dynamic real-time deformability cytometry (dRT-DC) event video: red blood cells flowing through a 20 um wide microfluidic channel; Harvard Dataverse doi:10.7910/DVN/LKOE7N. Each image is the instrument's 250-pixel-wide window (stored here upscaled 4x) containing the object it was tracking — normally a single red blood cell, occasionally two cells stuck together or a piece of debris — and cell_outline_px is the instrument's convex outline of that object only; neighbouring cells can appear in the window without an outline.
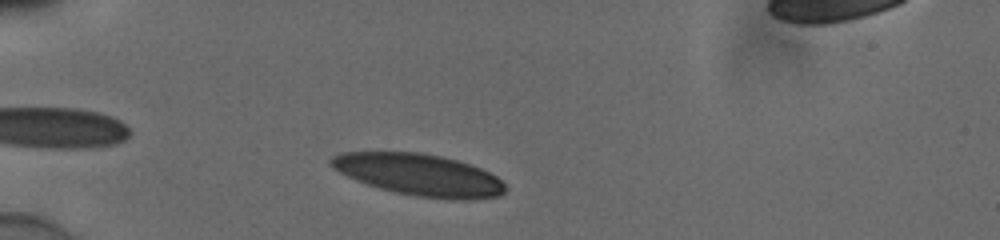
{"species": "human", "species_latin": "Homo sapiens", "temperature_condition": "cold", "stored_images_in_passage": 34, "camera_frame_rate_fps": 3000, "um_per_image_px": 0.085, "donor": {"sex": "male"}, "frame": {"image": 1, "passage_image": 1, "time_ms": 0.0, "image_size_px": [1000, 240], "cell_outline_px": [[504, 192], [500, 196], [476, 200], [452, 200], [416, 196], [392, 192], [356, 180], [332, 168], [328, 164], [328, 160], [332, 156], [340, 152], [420, 152], [440, 156], [456, 160], [480, 168], [496, 176], [504, 184]], "centroid_in_image_um": [35.61, 14.86], "position_along_channel_um": 49.4, "area_um2": 42.54}}
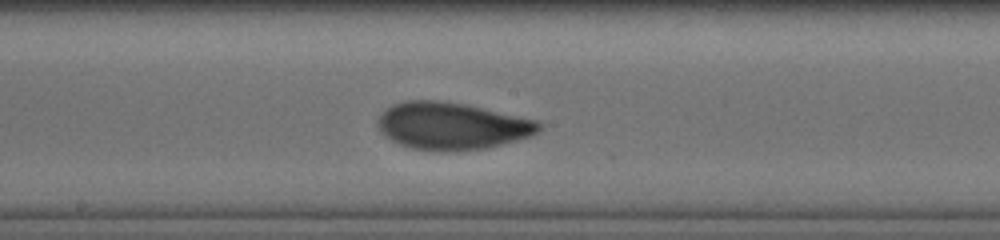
{"frame": {"image": 2, "passage_image": 16, "time_ms": 5.0, "image_size_px": [1000, 240], "cell_outline_px": [[540, 128], [532, 136], [484, 148], [456, 152], [412, 148], [400, 144], [384, 136], [380, 132], [376, 124], [376, 120], [392, 104], [404, 100], [436, 100], [464, 104], [536, 120], [540, 124]], "centroid_in_image_um": [38.35, 10.7], "position_along_channel_um": 209.8, "area_um2": 43.99}}
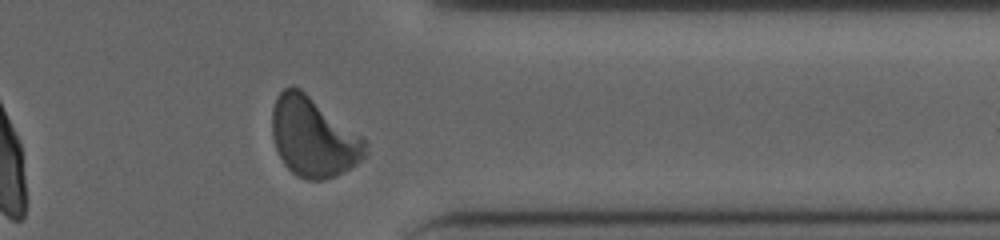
{"frame": {"image": 3, "passage_image": 30, "time_ms": 9.667, "image_size_px": [1000, 240], "cell_outline_px": [[368, 156], [344, 172], [336, 176], [324, 180], [308, 180], [296, 176], [284, 164], [276, 148], [272, 136], [272, 108], [276, 96], [284, 88], [292, 84], [300, 88], [364, 136], [368, 140]], "centroid_in_image_um": [26.67, 11.65], "position_along_channel_um": 384.7, "area_um2": 44.04}, "authors_computed_cell_mechanics": {"area_um2": 43.35, "velocity_mm_per_s": 3.8442, "shape_relaxation_time_tau1_ms": 3.86, "shape_relaxation_time_tau2_ms": 0.9027, "deformation_change_tau1": 0.1528, "deformation_change_tau2": 0.05}}